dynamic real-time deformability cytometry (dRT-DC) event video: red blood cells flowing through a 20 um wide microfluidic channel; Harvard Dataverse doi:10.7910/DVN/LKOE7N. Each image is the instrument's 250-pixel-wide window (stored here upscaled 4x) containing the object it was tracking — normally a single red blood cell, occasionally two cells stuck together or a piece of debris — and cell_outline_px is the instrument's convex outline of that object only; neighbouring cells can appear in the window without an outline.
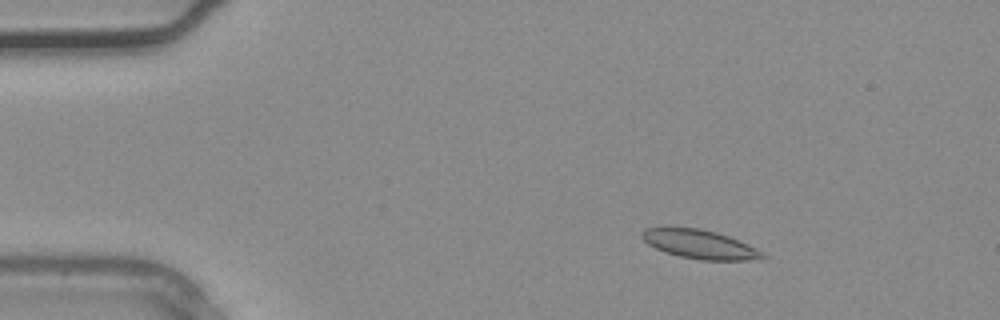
{"species": "common noctule bat (a hibernating species)", "species_latin": "Nyctalus noctula", "temperature_condition": "warm", "stored_images_in_passage": 33, "camera_frame_rate_fps": 3000, "um_per_image_px": 0.085, "animal": {"sex": "male", "body_mass_g": 20.4}, "frame": {"image": 1, "passage_image": 2, "time_ms": 0.333, "image_size_px": [1000, 320], "cell_outline_px": [[768, 256], [764, 260], [700, 260], [680, 256], [656, 248], [648, 244], [640, 236], [640, 232], [644, 228], [668, 224], [700, 228], [716, 232], [728, 236], [756, 248], [764, 252]], "centroid_in_image_um": [59.44, 20.72], "position_along_channel_um": 25.6, "area_um2": 21.04}}
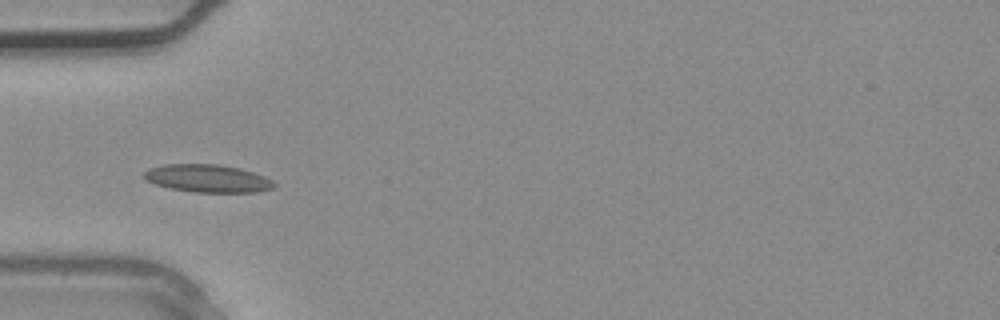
{"frame": {"image": 2, "passage_image": 8, "time_ms": 2.333, "image_size_px": [1000, 320], "cell_outline_px": [[276, 184], [272, 188], [256, 192], [192, 192], [168, 188], [144, 180], [144, 172], [148, 168], [164, 164], [216, 164], [240, 168], [264, 176], [272, 180]], "centroid_in_image_um": [17.61, 15.16], "position_along_channel_um": 67.4, "area_um2": 21.1}}
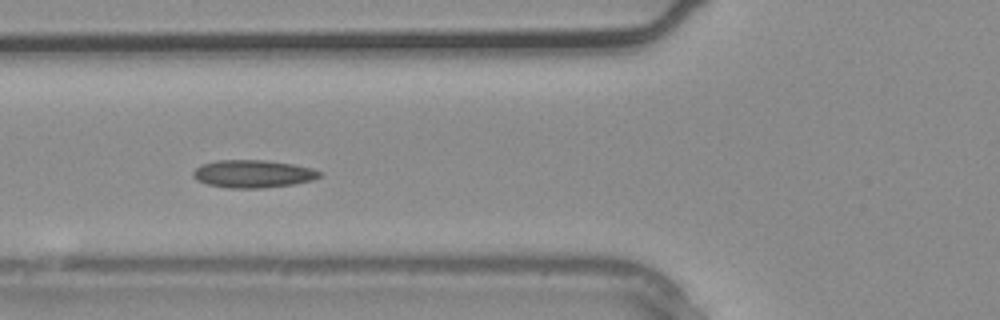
{"frame": {"image": 3, "passage_image": 10, "time_ms": 3.0, "image_size_px": [1000, 320], "cell_outline_px": [[324, 172], [320, 176], [312, 180], [292, 184], [260, 188], [228, 188], [208, 184], [196, 180], [192, 176], [192, 172], [200, 164], [216, 160], [264, 160], [292, 164], [312, 168]], "centroid_in_image_um": [21.48, 14.77], "position_along_channel_um": 104.3, "area_um2": 20.46}}